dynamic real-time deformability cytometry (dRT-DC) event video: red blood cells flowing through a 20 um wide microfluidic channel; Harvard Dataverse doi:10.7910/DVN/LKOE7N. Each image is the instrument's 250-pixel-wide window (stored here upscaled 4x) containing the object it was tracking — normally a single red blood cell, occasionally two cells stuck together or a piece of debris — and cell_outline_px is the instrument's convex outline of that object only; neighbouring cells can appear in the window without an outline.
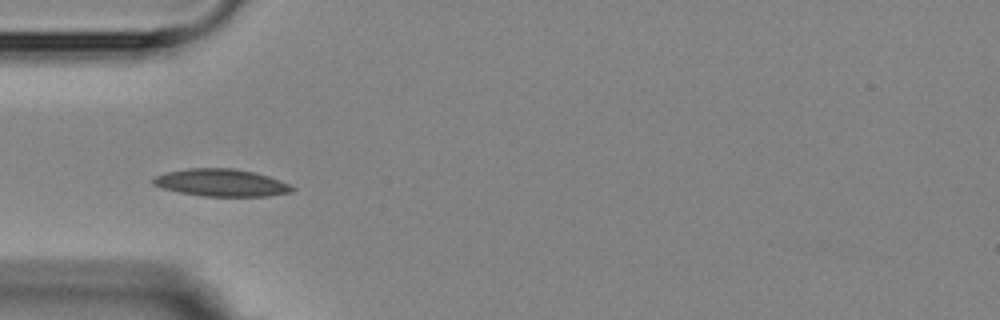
{"species": "Egyptian fruit bat (a non-hibernating species)", "species_latin": "Rousettus aegyptiacus", "temperature_condition": "room temperature", "stored_images_in_passage": 7, "camera_frame_rate_fps": 3000, "um_per_image_px": 0.085, "animal": {"sex": "female"}, "frame": {"image": 1, "passage_image": 5, "time_ms": 4.667, "image_size_px": [1000, 320], "cell_outline_px": [[296, 188], [292, 192], [268, 196], [204, 196], [180, 192], [160, 188], [152, 184], [152, 180], [156, 176], [168, 172], [188, 168], [236, 168], [268, 176], [280, 180]], "centroid_in_image_um": [18.81, 15.53], "position_along_channel_um": 66.2, "area_um2": 22.08}}
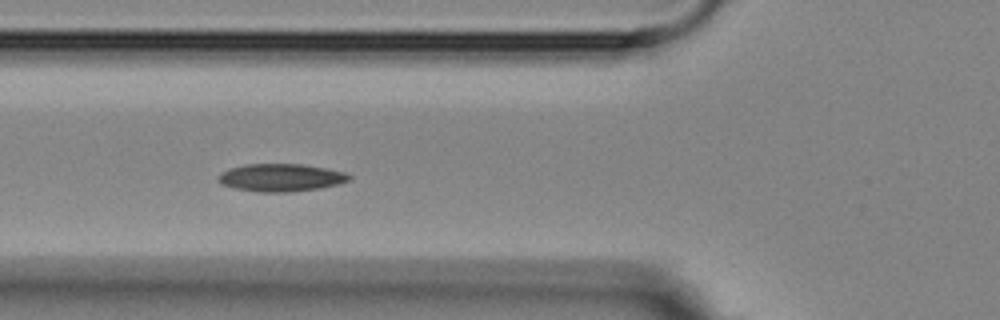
{"frame": {"image": 2, "passage_image": 6, "time_ms": 5.667, "image_size_px": [1000, 320], "cell_outline_px": [[352, 180], [340, 184], [320, 188], [292, 192], [256, 192], [236, 188], [220, 184], [216, 180], [216, 176], [220, 172], [244, 164], [304, 164], [348, 172], [352, 176]], "centroid_in_image_um": [23.91, 15.1], "position_along_channel_um": 101.9, "area_um2": 21.56}}
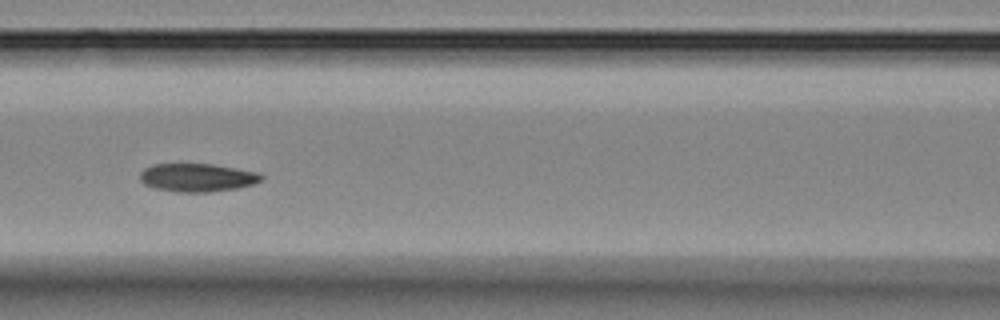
{"frame": {"image": 3, "passage_image": 7, "time_ms": 7.0, "image_size_px": [1000, 320], "cell_outline_px": [[264, 176], [260, 180], [252, 184], [236, 188], [208, 192], [176, 192], [156, 188], [144, 184], [140, 180], [140, 172], [144, 168], [152, 164], [212, 164], [260, 172]], "centroid_in_image_um": [16.75, 15.08], "position_along_channel_um": 149.8, "area_um2": 19.94}}